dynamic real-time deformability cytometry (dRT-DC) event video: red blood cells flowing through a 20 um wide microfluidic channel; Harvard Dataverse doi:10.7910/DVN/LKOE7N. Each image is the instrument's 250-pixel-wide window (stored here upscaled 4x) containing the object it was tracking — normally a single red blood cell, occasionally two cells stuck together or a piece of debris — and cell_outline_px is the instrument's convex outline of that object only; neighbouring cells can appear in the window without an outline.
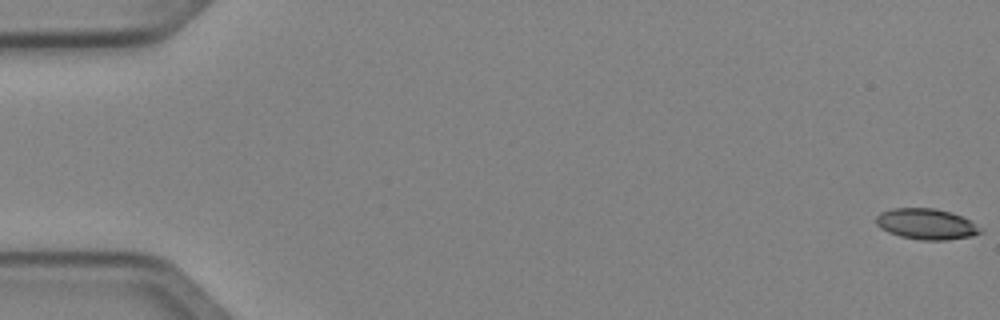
{"species": "Egyptian fruit bat (a non-hibernating species)", "species_latin": "Rousettus aegyptiacus", "temperature_condition": "cold", "stored_images_in_passage": 52, "camera_frame_rate_fps": 3000, "um_per_image_px": 0.085, "animal": {"sex": "female"}, "frame": {"image": 1, "passage_image": 1, "time_ms": 0.0, "image_size_px": [1000, 320], "cell_outline_px": [[984, 232], [972, 236], [944, 240], [920, 240], [900, 236], [888, 232], [880, 228], [876, 224], [876, 216], [880, 212], [892, 208], [936, 208], [952, 212], [984, 228]], "centroid_in_image_um": [78.75, 19.04], "position_along_channel_um": 6.3, "area_um2": 18.9}}
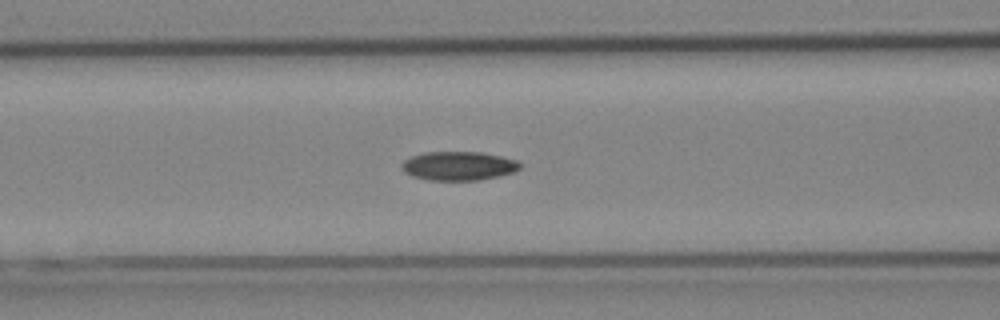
{"frame": {"image": 2, "passage_image": 22, "time_ms": 7.0, "image_size_px": [1000, 320], "cell_outline_px": [[520, 168], [512, 172], [500, 176], [480, 180], [428, 180], [412, 176], [404, 172], [400, 168], [400, 164], [404, 160], [412, 156], [424, 152], [480, 152], [500, 156], [516, 160], [520, 164]], "centroid_in_image_um": [38.93, 14.1], "position_along_channel_um": 127.7, "area_um2": 19.94}}
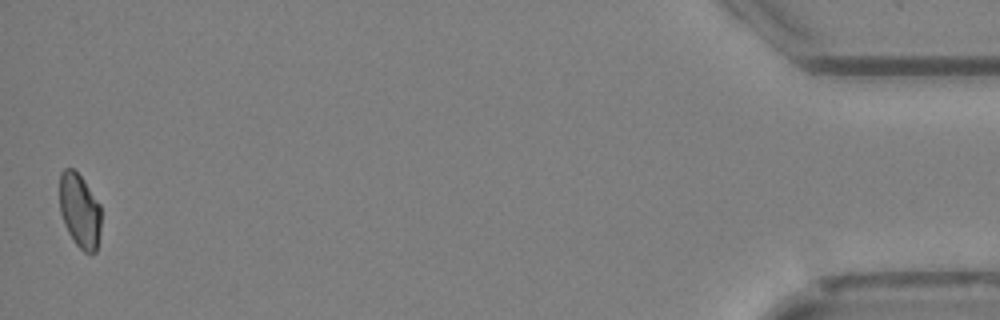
{"frame": {"image": 3, "passage_image": 51, "time_ms": 16.667, "image_size_px": [1000, 320], "cell_outline_px": [[100, 232], [96, 252], [84, 252], [76, 244], [68, 232], [64, 224], [60, 212], [60, 172], [64, 168], [72, 168], [84, 180], [100, 204]], "centroid_in_image_um": [6.77, 17.9], "position_along_channel_um": 428.4, "area_um2": 17.92}}